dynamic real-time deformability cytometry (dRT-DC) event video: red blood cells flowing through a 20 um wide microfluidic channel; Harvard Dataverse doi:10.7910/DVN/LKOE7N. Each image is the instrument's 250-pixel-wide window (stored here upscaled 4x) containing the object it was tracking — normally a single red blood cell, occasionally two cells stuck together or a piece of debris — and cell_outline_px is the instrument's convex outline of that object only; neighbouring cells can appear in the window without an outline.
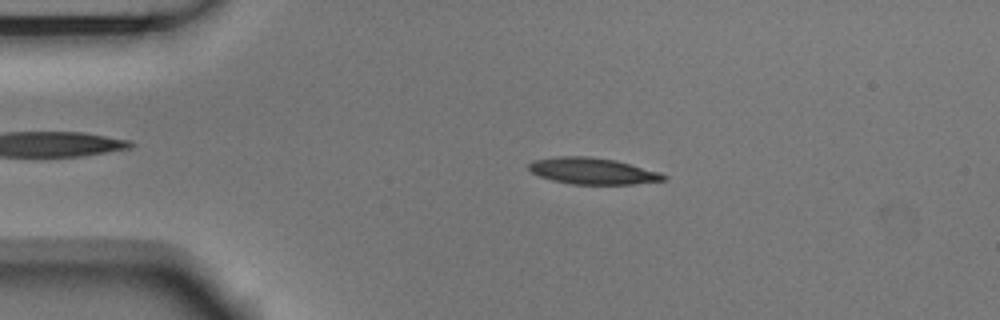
{"species": "Egyptian fruit bat (a non-hibernating species)", "species_latin": "Rousettus aegyptiacus", "temperature_condition": "room temperature", "stored_images_in_passage": 53, "camera_frame_rate_fps": 3000, "um_per_image_px": 0.085, "animal": {"sex": "male"}, "frame": {"image": 1, "passage_image": 10, "time_ms": 3.0, "image_size_px": [1000, 320], "cell_outline_px": [[668, 176], [664, 180], [632, 184], [572, 184], [552, 180], [540, 176], [532, 172], [528, 168], [528, 164], [536, 160], [556, 156], [588, 156], [616, 160], [660, 172]], "centroid_in_image_um": [50.38, 14.53], "position_along_channel_um": 34.6, "area_um2": 20.63}}
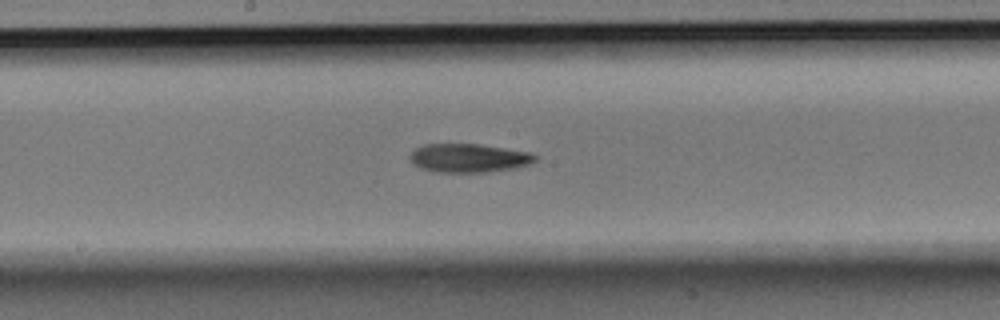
{"frame": {"image": 2, "passage_image": 27, "time_ms": 8.667, "image_size_px": [1000, 320], "cell_outline_px": [[536, 160], [528, 164], [512, 168], [488, 172], [432, 172], [420, 168], [412, 164], [408, 156], [416, 148], [424, 144], [480, 144], [532, 152], [536, 156]], "centroid_in_image_um": [39.8, 13.43], "position_along_channel_um": 208.4, "area_um2": 21.04}}
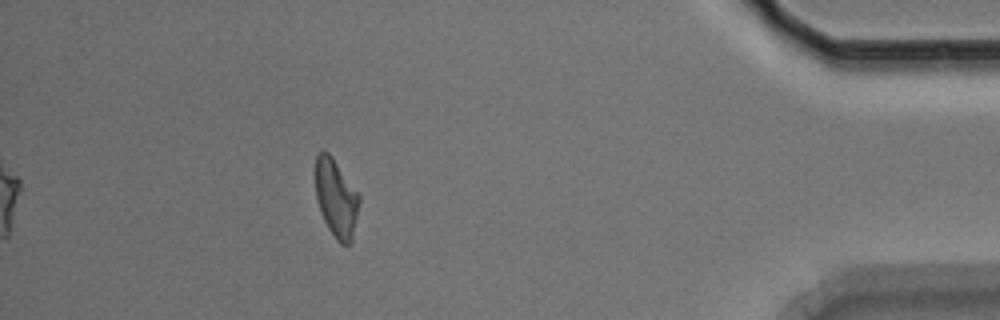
{"frame": {"image": 3, "passage_image": 47, "time_ms": 15.333, "image_size_px": [1000, 320], "cell_outline_px": [[360, 200], [352, 240], [348, 244], [340, 244], [336, 240], [328, 228], [320, 212], [316, 196], [316, 156], [320, 152], [328, 152], [332, 156], [360, 196]], "centroid_in_image_um": [28.57, 16.87], "position_along_channel_um": 406.6, "area_um2": 19.65}, "authors_computed_cell_mechanics": {"area_um2": 20.5768, "velocity_mm_per_s": 3.7254, "shape_relaxation_time_tau1_ms": null, "shape_relaxation_time_tau2_ms": 7.0917, "deformation_change_tau1": null, "deformation_change_tau2": 0.1691}}